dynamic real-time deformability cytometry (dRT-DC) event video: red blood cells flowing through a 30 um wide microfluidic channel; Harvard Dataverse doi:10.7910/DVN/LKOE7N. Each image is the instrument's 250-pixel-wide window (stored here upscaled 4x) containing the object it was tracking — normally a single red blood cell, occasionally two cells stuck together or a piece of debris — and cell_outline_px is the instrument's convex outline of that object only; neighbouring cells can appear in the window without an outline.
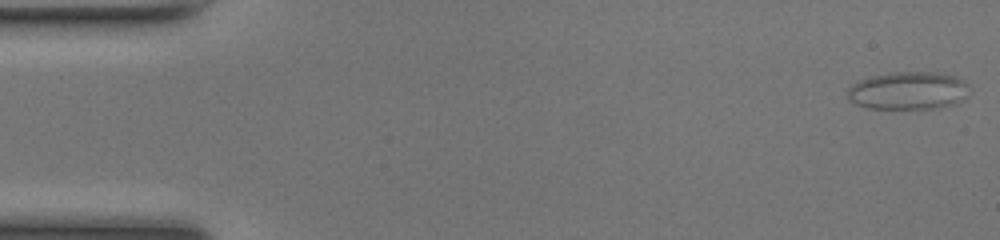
{"species": "common noctule bat (a hibernating species)", "species_latin": "Nyctalus noctula", "temperature_condition": "room temperature", "stored_images_in_passage": 50, "camera_frame_rate_fps": 3000, "um_per_image_px": 0.085, "animal": {"sex": "female", "body_mass_g": 17.0, "forearm_length_mm": 48.0}, "frame": {"image": 1, "passage_image": 1, "time_ms": 0.0, "image_size_px": [1000, 240], "cell_outline_px": [[972, 88], [964, 96], [952, 104], [936, 108], [868, 108], [856, 104], [848, 100], [848, 88], [852, 84], [860, 80], [872, 76], [896, 72], [936, 72], [956, 76], [964, 80]], "centroid_in_image_um": [77.2, 7.69], "position_along_channel_um": 7.8, "area_um2": 26.7}}
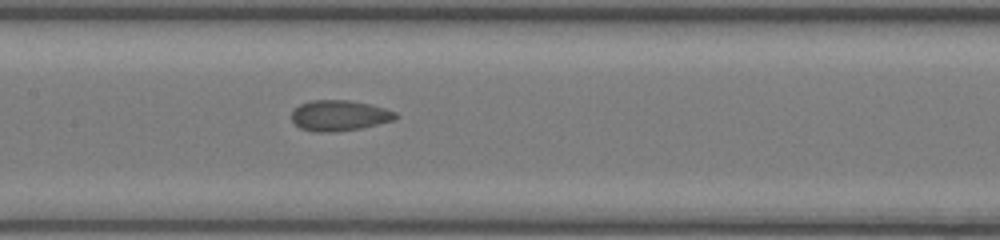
{"frame": {"image": 2, "passage_image": 24, "time_ms": 7.667, "image_size_px": [1000, 240], "cell_outline_px": [[400, 116], [392, 120], [360, 128], [332, 132], [316, 132], [300, 128], [292, 120], [292, 112], [300, 104], [312, 100], [348, 100], [368, 104], [384, 108], [396, 112]], "centroid_in_image_um": [28.83, 9.82], "position_along_channel_um": 178.6, "area_um2": 18.32}}
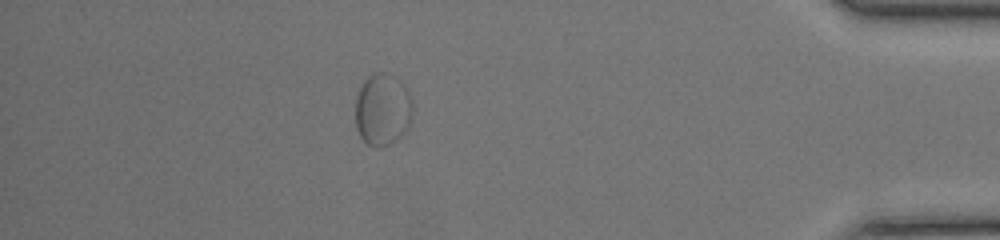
{"frame": {"image": 3, "passage_image": 44, "time_ms": 14.333, "image_size_px": [1000, 240], "cell_outline_px": [[412, 108], [408, 128], [400, 136], [388, 144], [376, 148], [368, 144], [360, 136], [356, 128], [356, 100], [360, 88], [364, 80], [368, 76], [376, 72], [384, 72], [400, 84], [408, 92], [412, 104]], "centroid_in_image_um": [32.48, 9.34], "position_along_channel_um": 402.7, "area_um2": 23.41}}